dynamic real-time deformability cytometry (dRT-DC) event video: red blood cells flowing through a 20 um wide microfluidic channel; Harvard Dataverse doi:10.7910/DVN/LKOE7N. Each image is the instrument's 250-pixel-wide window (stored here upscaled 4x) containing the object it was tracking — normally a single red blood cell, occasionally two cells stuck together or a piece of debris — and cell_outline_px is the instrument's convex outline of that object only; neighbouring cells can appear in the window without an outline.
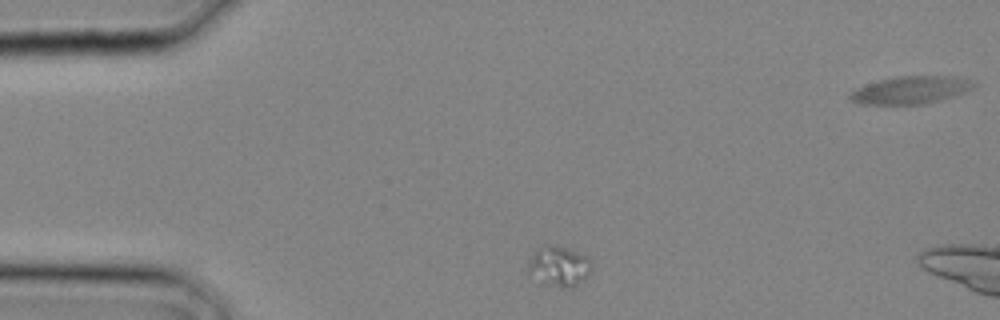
{"species": "common noctule bat (a hibernating species)", "species_latin": "Nyctalus noctula", "temperature_condition": "cold", "stored_images_in_passage": 4, "camera_frame_rate_fps": 3000, "um_per_image_px": 0.085, "animal": {"sex": "male", "body_mass_g": 20.4}, "frame": {"image": 1, "passage_image": 1, "time_ms": 0.0, "image_size_px": [1000, 320], "cell_outline_px": [[592, 268], [588, 276], [576, 288], [560, 288], [540, 284], [528, 276], [528, 260], [536, 248], [544, 244], [548, 244], [568, 248], [588, 256], [592, 260]], "centroid_in_image_um": [47.49, 22.67], "position_along_channel_um": 37.5, "area_um2": 15.84}}